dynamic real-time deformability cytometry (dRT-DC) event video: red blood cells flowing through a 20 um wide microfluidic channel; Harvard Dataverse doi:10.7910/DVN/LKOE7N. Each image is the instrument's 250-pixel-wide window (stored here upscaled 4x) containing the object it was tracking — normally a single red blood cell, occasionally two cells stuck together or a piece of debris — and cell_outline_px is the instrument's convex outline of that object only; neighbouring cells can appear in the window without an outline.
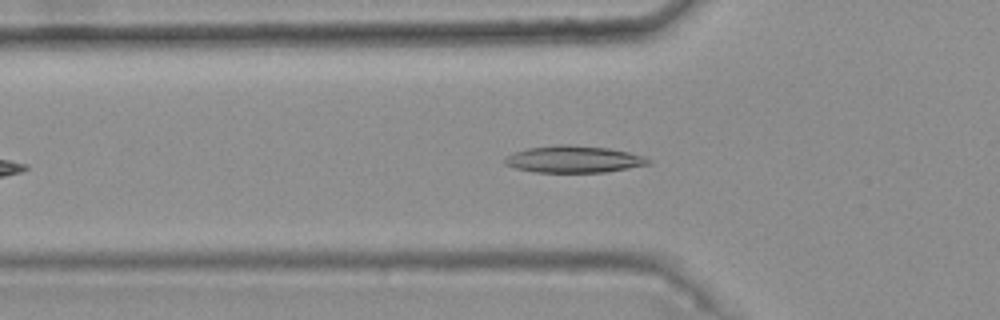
{"species": "common noctule bat (a hibernating species)", "species_latin": "Nyctalus noctula", "temperature_condition": "warm", "stored_images_in_passage": 36, "camera_frame_rate_fps": 3000, "um_per_image_px": 0.085, "animal": {"sex": "female", "body_mass_g": 25.1}, "frame": {"image": 1, "passage_image": 11, "time_ms": 3.333, "image_size_px": [1000, 320], "cell_outline_px": [[652, 164], [604, 172], [536, 172], [516, 168], [504, 164], [504, 156], [512, 152], [528, 148], [556, 144], [568, 144], [608, 148], [628, 152], [644, 156], [652, 160]], "centroid_in_image_um": [48.75, 13.53], "position_along_channel_um": 77.0, "area_um2": 22.66}}
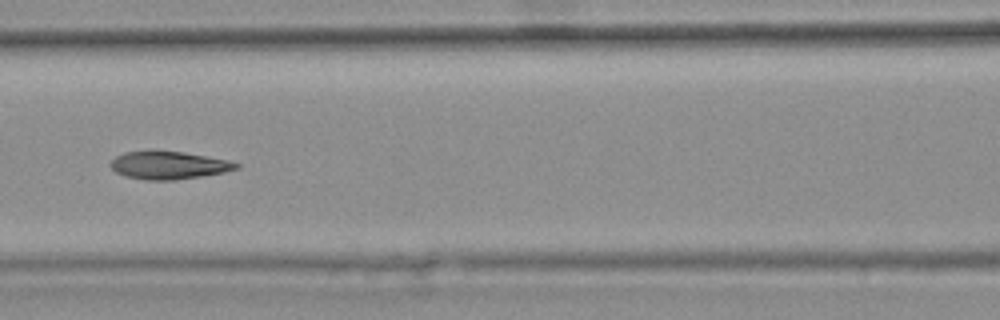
{"frame": {"image": 2, "passage_image": 17, "time_ms": 5.333, "image_size_px": [1000, 320], "cell_outline_px": [[240, 168], [224, 172], [176, 180], [144, 180], [124, 176], [116, 172], [108, 164], [116, 156], [124, 152], [152, 148], [184, 152], [228, 160], [240, 164]], "centroid_in_image_um": [14.28, 14.01], "position_along_channel_um": 152.3, "area_um2": 20.98}}
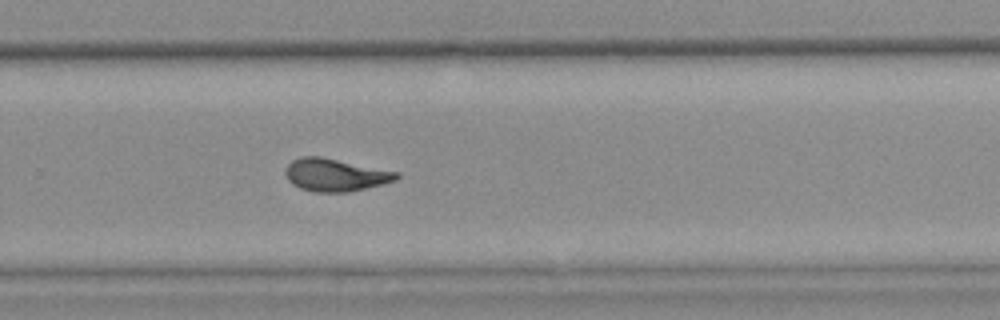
{"frame": {"image": 3, "passage_image": 29, "time_ms": 9.333, "image_size_px": [1000, 320], "cell_outline_px": [[400, 176], [396, 180], [384, 184], [348, 192], [316, 192], [300, 188], [292, 184], [288, 180], [284, 172], [288, 164], [292, 160], [300, 156], [320, 156], [400, 172]], "centroid_in_image_um": [28.51, 14.86], "position_along_channel_um": 301.3, "area_um2": 21.27}, "authors_computed_cell_mechanics": {"area_um2": 21.0103, "velocity_mm_per_s": 3.7393, "shape_relaxation_time_tau1_ms": 7.1658, "shape_relaxation_time_tau2_ms": 1.8752, "deformation_change_tau1": 0.2104, "deformation_change_tau2": 0.0862}}